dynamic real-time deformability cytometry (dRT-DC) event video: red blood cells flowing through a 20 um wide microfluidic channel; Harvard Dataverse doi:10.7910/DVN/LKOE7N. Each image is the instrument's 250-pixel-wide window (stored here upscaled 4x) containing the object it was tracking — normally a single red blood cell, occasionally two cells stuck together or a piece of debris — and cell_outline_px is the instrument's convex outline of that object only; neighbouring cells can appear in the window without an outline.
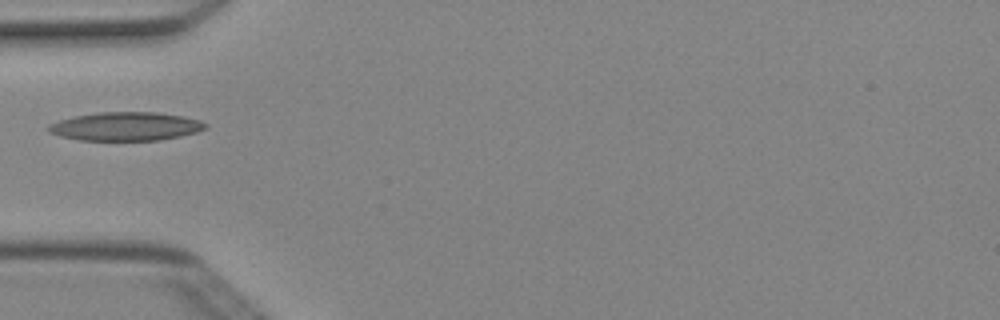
{"species": "Egyptian fruit bat (a non-hibernating species)", "species_latin": "Rousettus aegyptiacus", "temperature_condition": "cold", "stored_images_in_passage": 1, "camera_frame_rate_fps": 3000, "um_per_image_px": 0.085, "animal": {"sex": "female"}, "frame": {"image": 1, "passage_image": 1, "time_ms": 0.0, "image_size_px": [1000, 320], "cell_outline_px": [[208, 124], [204, 128], [196, 132], [180, 136], [160, 140], [80, 140], [60, 136], [48, 132], [48, 124], [60, 120], [76, 116], [100, 112], [156, 112], [184, 116], [200, 120]], "centroid_in_image_um": [10.69, 10.74], "position_along_channel_um": 74.3, "area_um2": 26.01}}